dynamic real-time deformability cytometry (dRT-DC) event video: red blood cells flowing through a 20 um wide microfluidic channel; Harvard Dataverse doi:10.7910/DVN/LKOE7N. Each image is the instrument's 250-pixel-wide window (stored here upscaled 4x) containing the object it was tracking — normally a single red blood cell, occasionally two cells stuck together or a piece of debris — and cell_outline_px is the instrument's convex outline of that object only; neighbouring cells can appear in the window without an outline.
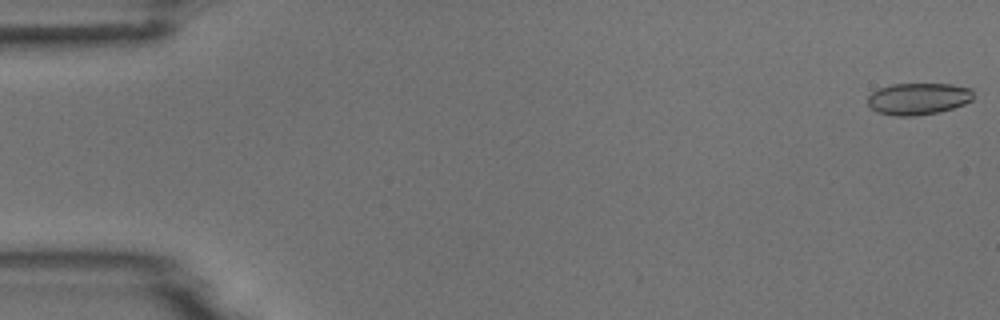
{"species": "common noctule bat (a hibernating species)", "species_latin": "Nyctalus noctula", "temperature_condition": "room temperature", "stored_images_in_passage": 53, "camera_frame_rate_fps": 3000, "um_per_image_px": 0.085, "animal": {"sex": "male", "body_mass_g": 18.8}, "frame": {"image": 1, "passage_image": 1, "time_ms": 0.0, "image_size_px": [1000, 320], "cell_outline_px": [[972, 100], [964, 104], [940, 112], [912, 116], [896, 116], [876, 112], [868, 104], [868, 96], [872, 92], [880, 88], [892, 84], [952, 84], [972, 88]], "centroid_in_image_um": [78.05, 8.39], "position_along_channel_um": 6.9, "area_um2": 19.59}}
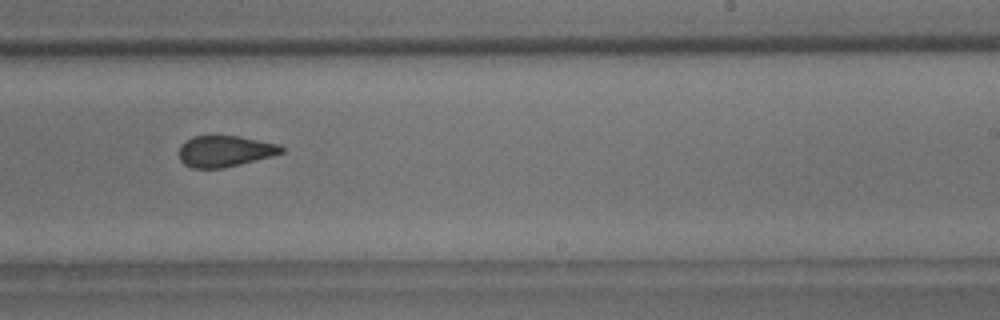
{"frame": {"image": 2, "passage_image": 33, "time_ms": 10.667, "image_size_px": [1000, 320], "cell_outline_px": [[284, 152], [272, 156], [224, 168], [192, 168], [184, 164], [180, 160], [180, 144], [192, 136], [240, 136], [280, 144], [284, 148]], "centroid_in_image_um": [19.13, 12.84], "position_along_channel_um": 269.9, "area_um2": 18.67}}
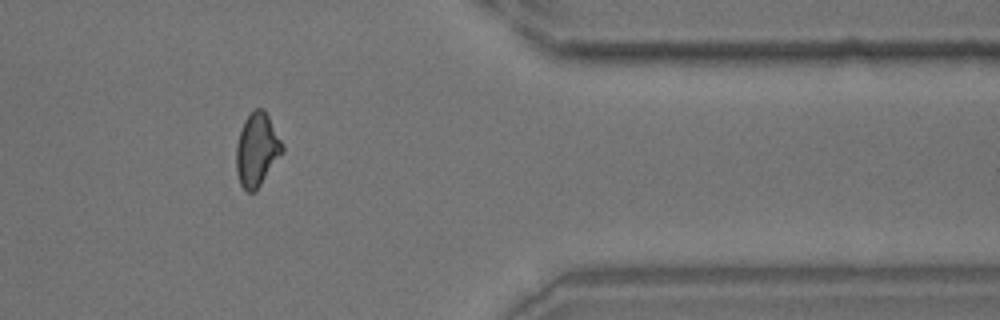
{"frame": {"image": 3, "passage_image": 44, "time_ms": 14.333, "image_size_px": [1000, 320], "cell_outline_px": [[284, 152], [260, 184], [252, 192], [248, 192], [240, 184], [236, 172], [236, 144], [244, 120], [256, 108], [264, 108], [284, 144]], "centroid_in_image_um": [21.85, 12.7], "position_along_channel_um": 389.5, "area_um2": 19.59}}